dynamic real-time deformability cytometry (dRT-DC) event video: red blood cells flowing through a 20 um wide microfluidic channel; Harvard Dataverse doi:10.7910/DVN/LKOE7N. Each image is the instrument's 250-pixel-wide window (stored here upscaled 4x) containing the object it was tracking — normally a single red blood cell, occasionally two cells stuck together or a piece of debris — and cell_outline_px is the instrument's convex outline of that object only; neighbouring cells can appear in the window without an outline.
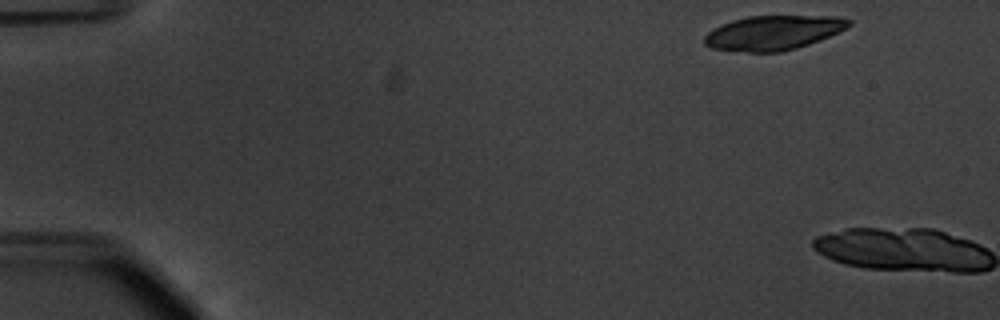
{"species": "common noctule bat (a hibernating species)", "species_latin": "Nyctalus noctula", "temperature_condition": "warm", "stored_images_in_passage": 3, "camera_frame_rate_fps": 3000, "um_per_image_px": 0.085, "animal": {"sex": "male", "body_mass_g": 20.1, "forearm_length_mm": 53.5}, "frame": {"image": 1, "passage_image": 2, "time_ms": 0.333, "image_size_px": [1000, 320], "cell_outline_px": [[852, 24], [828, 36], [808, 44], [796, 48], [780, 52], [748, 52], [708, 48], [704, 44], [704, 36], [708, 32], [720, 24], [732, 20], [748, 16], [840, 16], [852, 20]], "centroid_in_image_um": [65.68, 2.78], "position_along_channel_um": 19.3, "area_um2": 28.96}}